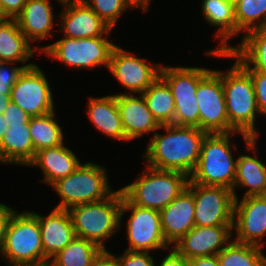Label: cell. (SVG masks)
Wrapping results in <instances>:
<instances>
[{"instance_id":"cell-16","label":"cell","mask_w":266,"mask_h":266,"mask_svg":"<svg viewBox=\"0 0 266 266\" xmlns=\"http://www.w3.org/2000/svg\"><path fill=\"white\" fill-rule=\"evenodd\" d=\"M232 226H194L172 247L187 260L217 255L233 240Z\"/></svg>"},{"instance_id":"cell-20","label":"cell","mask_w":266,"mask_h":266,"mask_svg":"<svg viewBox=\"0 0 266 266\" xmlns=\"http://www.w3.org/2000/svg\"><path fill=\"white\" fill-rule=\"evenodd\" d=\"M243 139L246 149L254 152L255 155L242 154L237 158L234 189L232 190L234 198H239L236 194L237 187L248 188L243 197L266 195V164L258 158L257 138L244 137Z\"/></svg>"},{"instance_id":"cell-40","label":"cell","mask_w":266,"mask_h":266,"mask_svg":"<svg viewBox=\"0 0 266 266\" xmlns=\"http://www.w3.org/2000/svg\"><path fill=\"white\" fill-rule=\"evenodd\" d=\"M170 252L163 260L155 266H188V260L180 255L174 248L168 249Z\"/></svg>"},{"instance_id":"cell-47","label":"cell","mask_w":266,"mask_h":266,"mask_svg":"<svg viewBox=\"0 0 266 266\" xmlns=\"http://www.w3.org/2000/svg\"><path fill=\"white\" fill-rule=\"evenodd\" d=\"M57 1L60 4H64V3L79 2V1H82V0H57Z\"/></svg>"},{"instance_id":"cell-2","label":"cell","mask_w":266,"mask_h":266,"mask_svg":"<svg viewBox=\"0 0 266 266\" xmlns=\"http://www.w3.org/2000/svg\"><path fill=\"white\" fill-rule=\"evenodd\" d=\"M2 259L9 266H47L44 255L38 213L14 210L7 223L2 248Z\"/></svg>"},{"instance_id":"cell-10","label":"cell","mask_w":266,"mask_h":266,"mask_svg":"<svg viewBox=\"0 0 266 266\" xmlns=\"http://www.w3.org/2000/svg\"><path fill=\"white\" fill-rule=\"evenodd\" d=\"M128 211H131L126 224L129 246L125 250L151 252L158 249L168 250L171 247L162 233L159 211L132 204L122 193L120 228L123 225V216Z\"/></svg>"},{"instance_id":"cell-35","label":"cell","mask_w":266,"mask_h":266,"mask_svg":"<svg viewBox=\"0 0 266 266\" xmlns=\"http://www.w3.org/2000/svg\"><path fill=\"white\" fill-rule=\"evenodd\" d=\"M112 30L120 17L129 9L124 0H82Z\"/></svg>"},{"instance_id":"cell-36","label":"cell","mask_w":266,"mask_h":266,"mask_svg":"<svg viewBox=\"0 0 266 266\" xmlns=\"http://www.w3.org/2000/svg\"><path fill=\"white\" fill-rule=\"evenodd\" d=\"M16 63L2 62L0 66V90L11 91L19 76L25 68L31 67L35 63H26L22 66H14ZM9 66V67H8Z\"/></svg>"},{"instance_id":"cell-37","label":"cell","mask_w":266,"mask_h":266,"mask_svg":"<svg viewBox=\"0 0 266 266\" xmlns=\"http://www.w3.org/2000/svg\"><path fill=\"white\" fill-rule=\"evenodd\" d=\"M147 251L125 250L122 255H114L116 266H155L154 257Z\"/></svg>"},{"instance_id":"cell-11","label":"cell","mask_w":266,"mask_h":266,"mask_svg":"<svg viewBox=\"0 0 266 266\" xmlns=\"http://www.w3.org/2000/svg\"><path fill=\"white\" fill-rule=\"evenodd\" d=\"M199 129L207 133L236 132L228 122L222 71L211 69L198 83Z\"/></svg>"},{"instance_id":"cell-6","label":"cell","mask_w":266,"mask_h":266,"mask_svg":"<svg viewBox=\"0 0 266 266\" xmlns=\"http://www.w3.org/2000/svg\"><path fill=\"white\" fill-rule=\"evenodd\" d=\"M146 168L135 182L120 188L132 204L161 211L188 186L184 173Z\"/></svg>"},{"instance_id":"cell-45","label":"cell","mask_w":266,"mask_h":266,"mask_svg":"<svg viewBox=\"0 0 266 266\" xmlns=\"http://www.w3.org/2000/svg\"><path fill=\"white\" fill-rule=\"evenodd\" d=\"M10 94L11 91H1L0 90V114H3L6 107L10 103Z\"/></svg>"},{"instance_id":"cell-21","label":"cell","mask_w":266,"mask_h":266,"mask_svg":"<svg viewBox=\"0 0 266 266\" xmlns=\"http://www.w3.org/2000/svg\"><path fill=\"white\" fill-rule=\"evenodd\" d=\"M44 255L48 260L76 238L68 210L54 208L43 216L38 213Z\"/></svg>"},{"instance_id":"cell-8","label":"cell","mask_w":266,"mask_h":266,"mask_svg":"<svg viewBox=\"0 0 266 266\" xmlns=\"http://www.w3.org/2000/svg\"><path fill=\"white\" fill-rule=\"evenodd\" d=\"M108 36L92 38L61 37L52 44L39 47V53H45L53 60H59L74 69H90L105 66L109 68L113 49L117 44L112 43Z\"/></svg>"},{"instance_id":"cell-46","label":"cell","mask_w":266,"mask_h":266,"mask_svg":"<svg viewBox=\"0 0 266 266\" xmlns=\"http://www.w3.org/2000/svg\"><path fill=\"white\" fill-rule=\"evenodd\" d=\"M9 126L4 120L3 114H0V141L3 139V136L5 135V131Z\"/></svg>"},{"instance_id":"cell-1","label":"cell","mask_w":266,"mask_h":266,"mask_svg":"<svg viewBox=\"0 0 266 266\" xmlns=\"http://www.w3.org/2000/svg\"><path fill=\"white\" fill-rule=\"evenodd\" d=\"M165 130H158L152 135L143 159L146 165L159 170L178 171L188 177L197 165L201 144L207 132L198 127L160 125Z\"/></svg>"},{"instance_id":"cell-3","label":"cell","mask_w":266,"mask_h":266,"mask_svg":"<svg viewBox=\"0 0 266 266\" xmlns=\"http://www.w3.org/2000/svg\"><path fill=\"white\" fill-rule=\"evenodd\" d=\"M250 137L240 132L207 133L201 144L196 167L189 176V182L207 186H221L234 189L237 158H233L231 137Z\"/></svg>"},{"instance_id":"cell-33","label":"cell","mask_w":266,"mask_h":266,"mask_svg":"<svg viewBox=\"0 0 266 266\" xmlns=\"http://www.w3.org/2000/svg\"><path fill=\"white\" fill-rule=\"evenodd\" d=\"M237 34L266 27V0H241L234 5ZM245 32V33H244Z\"/></svg>"},{"instance_id":"cell-39","label":"cell","mask_w":266,"mask_h":266,"mask_svg":"<svg viewBox=\"0 0 266 266\" xmlns=\"http://www.w3.org/2000/svg\"><path fill=\"white\" fill-rule=\"evenodd\" d=\"M27 0H0V9L4 18L15 19L23 10Z\"/></svg>"},{"instance_id":"cell-26","label":"cell","mask_w":266,"mask_h":266,"mask_svg":"<svg viewBox=\"0 0 266 266\" xmlns=\"http://www.w3.org/2000/svg\"><path fill=\"white\" fill-rule=\"evenodd\" d=\"M8 126L0 141V165L27 166L35 156L29 123Z\"/></svg>"},{"instance_id":"cell-44","label":"cell","mask_w":266,"mask_h":266,"mask_svg":"<svg viewBox=\"0 0 266 266\" xmlns=\"http://www.w3.org/2000/svg\"><path fill=\"white\" fill-rule=\"evenodd\" d=\"M126 5L131 8V10L135 9L136 7L141 8L144 13L148 11L150 7L151 0H124Z\"/></svg>"},{"instance_id":"cell-24","label":"cell","mask_w":266,"mask_h":266,"mask_svg":"<svg viewBox=\"0 0 266 266\" xmlns=\"http://www.w3.org/2000/svg\"><path fill=\"white\" fill-rule=\"evenodd\" d=\"M88 119L101 133L119 141H127L123 130L116 94L102 97L89 96Z\"/></svg>"},{"instance_id":"cell-4","label":"cell","mask_w":266,"mask_h":266,"mask_svg":"<svg viewBox=\"0 0 266 266\" xmlns=\"http://www.w3.org/2000/svg\"><path fill=\"white\" fill-rule=\"evenodd\" d=\"M232 67L222 71V84L229 125L237 132L258 138L256 117L260 112L250 74L234 60ZM227 71V72H226Z\"/></svg>"},{"instance_id":"cell-27","label":"cell","mask_w":266,"mask_h":266,"mask_svg":"<svg viewBox=\"0 0 266 266\" xmlns=\"http://www.w3.org/2000/svg\"><path fill=\"white\" fill-rule=\"evenodd\" d=\"M36 52L39 46L33 47L21 32L16 19L0 21V61L11 63H26Z\"/></svg>"},{"instance_id":"cell-43","label":"cell","mask_w":266,"mask_h":266,"mask_svg":"<svg viewBox=\"0 0 266 266\" xmlns=\"http://www.w3.org/2000/svg\"><path fill=\"white\" fill-rule=\"evenodd\" d=\"M90 266H116L113 253L109 250H103Z\"/></svg>"},{"instance_id":"cell-42","label":"cell","mask_w":266,"mask_h":266,"mask_svg":"<svg viewBox=\"0 0 266 266\" xmlns=\"http://www.w3.org/2000/svg\"><path fill=\"white\" fill-rule=\"evenodd\" d=\"M188 266H220L216 255L195 257L188 260Z\"/></svg>"},{"instance_id":"cell-49","label":"cell","mask_w":266,"mask_h":266,"mask_svg":"<svg viewBox=\"0 0 266 266\" xmlns=\"http://www.w3.org/2000/svg\"><path fill=\"white\" fill-rule=\"evenodd\" d=\"M5 18H4V16H3V14H2V12H1V9H0V21H2V20H4Z\"/></svg>"},{"instance_id":"cell-23","label":"cell","mask_w":266,"mask_h":266,"mask_svg":"<svg viewBox=\"0 0 266 266\" xmlns=\"http://www.w3.org/2000/svg\"><path fill=\"white\" fill-rule=\"evenodd\" d=\"M81 164L72 149L63 143L38 150L27 167H39L44 174V179L40 182L51 186L57 180L73 173Z\"/></svg>"},{"instance_id":"cell-25","label":"cell","mask_w":266,"mask_h":266,"mask_svg":"<svg viewBox=\"0 0 266 266\" xmlns=\"http://www.w3.org/2000/svg\"><path fill=\"white\" fill-rule=\"evenodd\" d=\"M201 12L204 20L214 27H218L215 39H219V47L215 50L228 52L233 46L228 43L237 36L234 5L228 0H202Z\"/></svg>"},{"instance_id":"cell-22","label":"cell","mask_w":266,"mask_h":266,"mask_svg":"<svg viewBox=\"0 0 266 266\" xmlns=\"http://www.w3.org/2000/svg\"><path fill=\"white\" fill-rule=\"evenodd\" d=\"M51 2V0H27L23 10L15 18L21 32L30 43L54 36L52 31L57 19H54L55 12Z\"/></svg>"},{"instance_id":"cell-14","label":"cell","mask_w":266,"mask_h":266,"mask_svg":"<svg viewBox=\"0 0 266 266\" xmlns=\"http://www.w3.org/2000/svg\"><path fill=\"white\" fill-rule=\"evenodd\" d=\"M234 203L232 190L194 183L195 226L233 225Z\"/></svg>"},{"instance_id":"cell-41","label":"cell","mask_w":266,"mask_h":266,"mask_svg":"<svg viewBox=\"0 0 266 266\" xmlns=\"http://www.w3.org/2000/svg\"><path fill=\"white\" fill-rule=\"evenodd\" d=\"M14 210V208H11L7 204L0 202V250L3 245L7 223Z\"/></svg>"},{"instance_id":"cell-31","label":"cell","mask_w":266,"mask_h":266,"mask_svg":"<svg viewBox=\"0 0 266 266\" xmlns=\"http://www.w3.org/2000/svg\"><path fill=\"white\" fill-rule=\"evenodd\" d=\"M102 251L97 244L76 236L47 266H90Z\"/></svg>"},{"instance_id":"cell-34","label":"cell","mask_w":266,"mask_h":266,"mask_svg":"<svg viewBox=\"0 0 266 266\" xmlns=\"http://www.w3.org/2000/svg\"><path fill=\"white\" fill-rule=\"evenodd\" d=\"M208 56L235 59L251 76L256 103L260 114L266 116V74L252 70L233 50L222 52L215 49L205 51Z\"/></svg>"},{"instance_id":"cell-48","label":"cell","mask_w":266,"mask_h":266,"mask_svg":"<svg viewBox=\"0 0 266 266\" xmlns=\"http://www.w3.org/2000/svg\"><path fill=\"white\" fill-rule=\"evenodd\" d=\"M231 4L236 5L241 0H228Z\"/></svg>"},{"instance_id":"cell-15","label":"cell","mask_w":266,"mask_h":266,"mask_svg":"<svg viewBox=\"0 0 266 266\" xmlns=\"http://www.w3.org/2000/svg\"><path fill=\"white\" fill-rule=\"evenodd\" d=\"M241 200V201H240ZM232 231L234 241L263 248L266 235V195L235 199Z\"/></svg>"},{"instance_id":"cell-29","label":"cell","mask_w":266,"mask_h":266,"mask_svg":"<svg viewBox=\"0 0 266 266\" xmlns=\"http://www.w3.org/2000/svg\"><path fill=\"white\" fill-rule=\"evenodd\" d=\"M233 51L254 71L266 74V27L244 34Z\"/></svg>"},{"instance_id":"cell-13","label":"cell","mask_w":266,"mask_h":266,"mask_svg":"<svg viewBox=\"0 0 266 266\" xmlns=\"http://www.w3.org/2000/svg\"><path fill=\"white\" fill-rule=\"evenodd\" d=\"M127 51L116 46L112 51L108 70L128 89L124 94H142L160 76L162 65L149 64L146 58H139Z\"/></svg>"},{"instance_id":"cell-17","label":"cell","mask_w":266,"mask_h":266,"mask_svg":"<svg viewBox=\"0 0 266 266\" xmlns=\"http://www.w3.org/2000/svg\"><path fill=\"white\" fill-rule=\"evenodd\" d=\"M194 183L188 186L164 209L159 211L162 233L172 247L194 226Z\"/></svg>"},{"instance_id":"cell-30","label":"cell","mask_w":266,"mask_h":266,"mask_svg":"<svg viewBox=\"0 0 266 266\" xmlns=\"http://www.w3.org/2000/svg\"><path fill=\"white\" fill-rule=\"evenodd\" d=\"M29 129L35 153L43 148L56 147L64 143V132L57 123L55 111L31 117Z\"/></svg>"},{"instance_id":"cell-38","label":"cell","mask_w":266,"mask_h":266,"mask_svg":"<svg viewBox=\"0 0 266 266\" xmlns=\"http://www.w3.org/2000/svg\"><path fill=\"white\" fill-rule=\"evenodd\" d=\"M3 117L7 125H25L30 122L31 116L23 111L18 105L10 101Z\"/></svg>"},{"instance_id":"cell-12","label":"cell","mask_w":266,"mask_h":266,"mask_svg":"<svg viewBox=\"0 0 266 266\" xmlns=\"http://www.w3.org/2000/svg\"><path fill=\"white\" fill-rule=\"evenodd\" d=\"M47 75L34 64L25 68L13 86L10 99L31 117L55 111L52 89Z\"/></svg>"},{"instance_id":"cell-5","label":"cell","mask_w":266,"mask_h":266,"mask_svg":"<svg viewBox=\"0 0 266 266\" xmlns=\"http://www.w3.org/2000/svg\"><path fill=\"white\" fill-rule=\"evenodd\" d=\"M122 190L113 191L103 200L79 204L68 209L77 237L107 250L105 241L120 230Z\"/></svg>"},{"instance_id":"cell-7","label":"cell","mask_w":266,"mask_h":266,"mask_svg":"<svg viewBox=\"0 0 266 266\" xmlns=\"http://www.w3.org/2000/svg\"><path fill=\"white\" fill-rule=\"evenodd\" d=\"M106 167L92 161L82 163L73 173L54 182L51 187L60 198L56 209L105 199L112 192ZM112 189V190H111Z\"/></svg>"},{"instance_id":"cell-28","label":"cell","mask_w":266,"mask_h":266,"mask_svg":"<svg viewBox=\"0 0 266 266\" xmlns=\"http://www.w3.org/2000/svg\"><path fill=\"white\" fill-rule=\"evenodd\" d=\"M142 96L160 125L173 124L174 97L168 84L160 76L142 93Z\"/></svg>"},{"instance_id":"cell-18","label":"cell","mask_w":266,"mask_h":266,"mask_svg":"<svg viewBox=\"0 0 266 266\" xmlns=\"http://www.w3.org/2000/svg\"><path fill=\"white\" fill-rule=\"evenodd\" d=\"M61 5L64 8L58 17L63 37L78 39L111 34L112 29L83 1Z\"/></svg>"},{"instance_id":"cell-32","label":"cell","mask_w":266,"mask_h":266,"mask_svg":"<svg viewBox=\"0 0 266 266\" xmlns=\"http://www.w3.org/2000/svg\"><path fill=\"white\" fill-rule=\"evenodd\" d=\"M263 248L232 240L216 256L220 266H266Z\"/></svg>"},{"instance_id":"cell-9","label":"cell","mask_w":266,"mask_h":266,"mask_svg":"<svg viewBox=\"0 0 266 266\" xmlns=\"http://www.w3.org/2000/svg\"><path fill=\"white\" fill-rule=\"evenodd\" d=\"M210 70L205 67L161 66L160 77L168 84L174 97V125L199 128L196 90L199 81Z\"/></svg>"},{"instance_id":"cell-19","label":"cell","mask_w":266,"mask_h":266,"mask_svg":"<svg viewBox=\"0 0 266 266\" xmlns=\"http://www.w3.org/2000/svg\"><path fill=\"white\" fill-rule=\"evenodd\" d=\"M117 93L116 100L120 111L123 130L127 141L160 130V124L148 109L142 94Z\"/></svg>"}]
</instances>
